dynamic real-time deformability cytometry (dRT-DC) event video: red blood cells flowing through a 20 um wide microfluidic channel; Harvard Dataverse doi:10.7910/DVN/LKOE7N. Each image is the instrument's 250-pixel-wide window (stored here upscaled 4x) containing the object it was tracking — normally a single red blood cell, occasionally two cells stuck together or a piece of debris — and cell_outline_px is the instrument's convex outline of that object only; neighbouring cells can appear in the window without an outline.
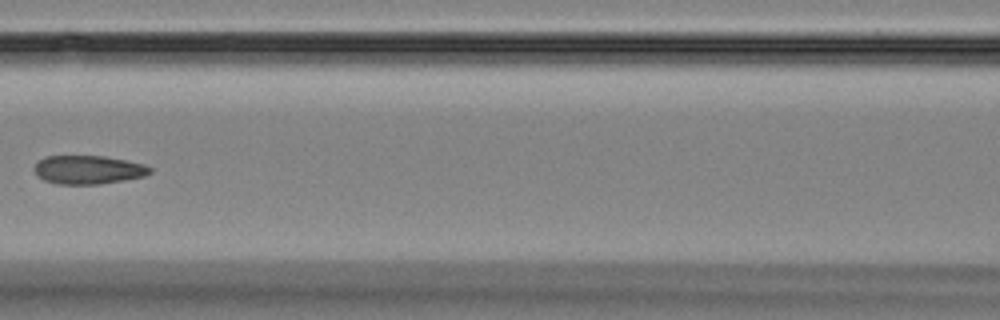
{"species": "Egyptian fruit bat (a non-hibernating species)", "species_latin": "Rousettus aegyptiacus", "temperature_condition": "room temperature", "stored_images_in_passage": 9, "camera_frame_rate_fps": 3000, "um_per_image_px": 0.085, "animal": {"sex": "female"}, "frame": {"image": 1, "passage_image": 7, "time_ms": 7.0, "image_size_px": [1000, 320], "cell_outline_px": [[152, 172], [144, 176], [124, 180], [100, 184], [56, 184], [44, 180], [32, 168], [44, 156], [104, 156], [144, 164], [152, 168]], "centroid_in_image_um": [7.51, 14.43], "position_along_channel_um": 159.1, "area_um2": 19.19}}
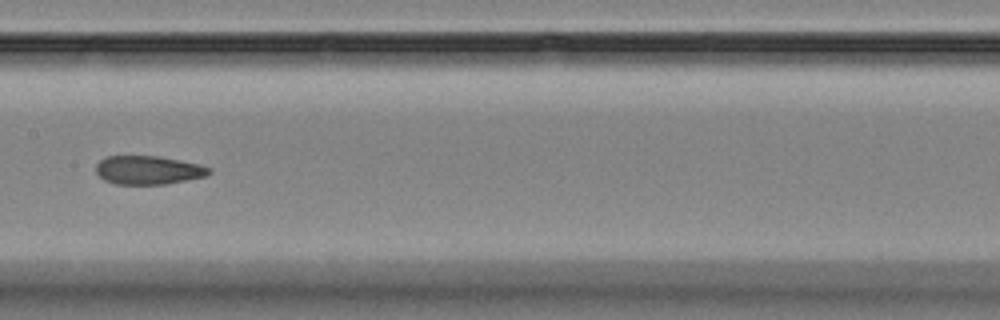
{"frame": {"image": 2, "passage_image": 8, "time_ms": 8.0, "image_size_px": [1000, 320], "cell_outline_px": [[212, 172], [204, 176], [164, 184], [116, 184], [104, 180], [96, 172], [96, 164], [104, 156], [160, 156], [200, 164], [212, 168]], "centroid_in_image_um": [12.59, 14.44], "position_along_channel_um": 194.8, "area_um2": 18.84}}
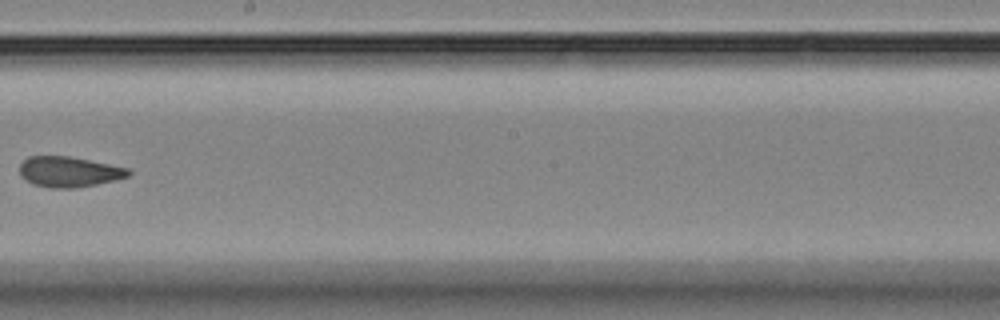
{"frame": {"image": 3, "passage_image": 9, "time_ms": 9.333, "image_size_px": [1000, 320], "cell_outline_px": [[132, 172], [128, 176], [96, 184], [76, 188], [52, 188], [32, 184], [20, 176], [20, 164], [28, 156], [68, 156], [128, 168]], "centroid_in_image_um": [5.82, 14.6], "position_along_channel_um": 242.4, "area_um2": 19.13}}